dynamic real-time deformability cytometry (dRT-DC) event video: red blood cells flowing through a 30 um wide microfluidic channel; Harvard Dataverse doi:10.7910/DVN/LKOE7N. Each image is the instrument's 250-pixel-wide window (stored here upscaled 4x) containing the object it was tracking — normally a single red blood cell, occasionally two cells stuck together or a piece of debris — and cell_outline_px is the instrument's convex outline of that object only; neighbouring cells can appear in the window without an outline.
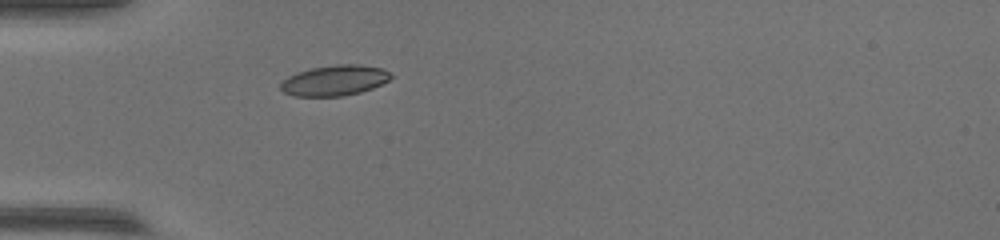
{"species": "common noctule bat (a hibernating species)", "species_latin": "Nyctalus noctula", "temperature_condition": "warm", "stored_images_in_passage": 38, "camera_frame_rate_fps": 3000, "um_per_image_px": 0.085, "animal": {"sex": "female", "body_mass_g": 17.0, "forearm_length_mm": 48.0}, "frame": {"image": 1, "passage_image": 1, "time_ms": 0.0, "image_size_px": [1000, 240], "cell_outline_px": [[392, 76], [388, 80], [372, 88], [360, 92], [344, 96], [292, 96], [284, 92], [280, 88], [280, 84], [288, 76], [296, 72], [312, 68], [336, 64], [356, 64], [384, 68]], "centroid_in_image_um": [28.42, 6.83], "position_along_channel_um": 56.6, "area_um2": 19.54}}
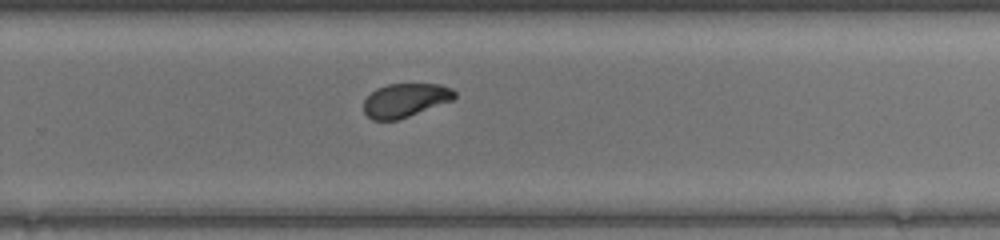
{"frame": {"image": 2, "passage_image": 20, "time_ms": 6.333, "image_size_px": [1000, 240], "cell_outline_px": [[456, 96], [452, 100], [408, 116], [396, 120], [372, 120], [364, 112], [364, 100], [376, 88], [388, 84], [440, 84], [452, 88], [456, 92]], "centroid_in_image_um": [34.44, 8.51], "position_along_channel_um": 295.4, "area_um2": 17.69}}
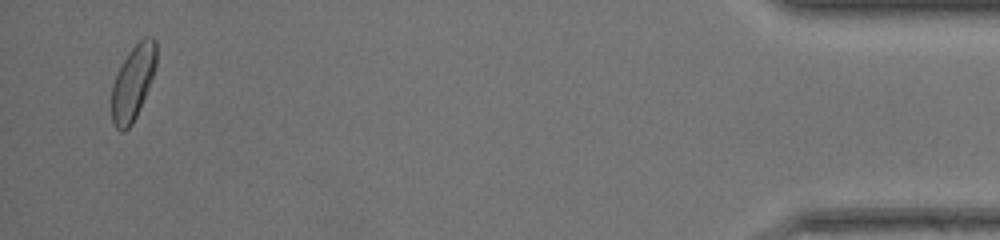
{"frame": {"image": 3, "passage_image": 36, "time_ms": 11.667, "image_size_px": [1000, 240], "cell_outline_px": [[156, 64], [152, 80], [140, 108], [132, 124], [124, 132], [120, 132], [112, 124], [112, 84], [128, 52], [144, 36], [152, 36], [156, 40]], "centroid_in_image_um": [11.31, 7.03], "position_along_channel_um": 423.9, "area_um2": 19.42}}